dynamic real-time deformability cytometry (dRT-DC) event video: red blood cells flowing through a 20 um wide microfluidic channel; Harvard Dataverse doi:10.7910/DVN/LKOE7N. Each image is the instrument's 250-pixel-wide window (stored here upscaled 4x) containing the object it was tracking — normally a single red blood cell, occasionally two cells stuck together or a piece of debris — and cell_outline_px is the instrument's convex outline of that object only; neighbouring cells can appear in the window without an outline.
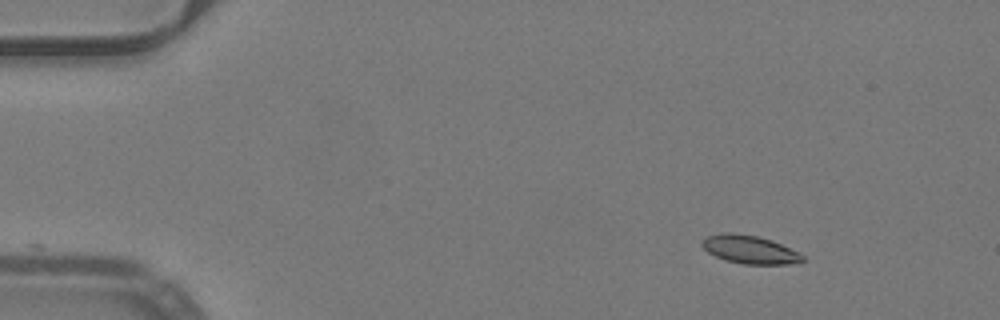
{"species": "common noctule bat (a hibernating species)", "species_latin": "Nyctalus noctula", "temperature_condition": "warm", "stored_images_in_passage": 47, "camera_frame_rate_fps": 3000, "um_per_image_px": 0.085, "animal": {"sex": "male", "body_mass_g": 19.2, "forearm_length_mm": 51.8}, "frame": {"image": 1, "passage_image": 1, "time_ms": 0.0, "image_size_px": [1000, 320], "cell_outline_px": [[804, 260], [788, 264], [744, 264], [728, 260], [716, 256], [708, 252], [700, 244], [708, 236], [724, 232], [732, 232], [756, 236], [772, 240], [804, 256]], "centroid_in_image_um": [63.7, 21.2], "position_along_channel_um": 21.3, "area_um2": 16.13}}
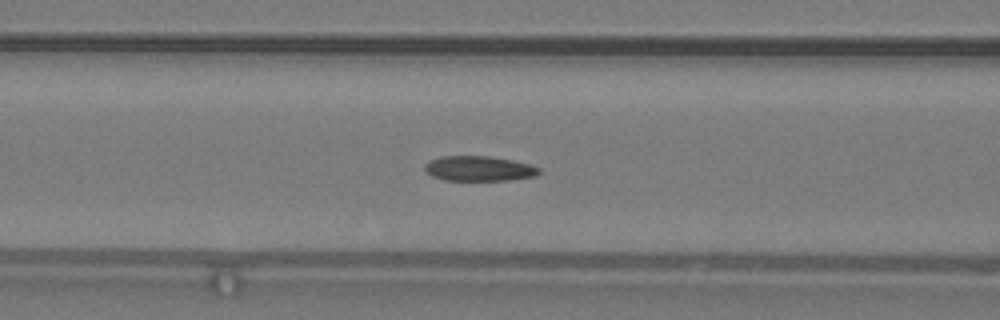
{"frame": {"image": 2, "passage_image": 16, "time_ms": 5.0, "image_size_px": [1000, 320], "cell_outline_px": [[540, 172], [536, 176], [508, 180], [444, 180], [432, 176], [424, 168], [424, 164], [440, 156], [488, 156], [512, 160], [528, 164], [540, 168]], "centroid_in_image_um": [40.71, 14.33], "position_along_channel_um": 125.9, "area_um2": 16.53}}
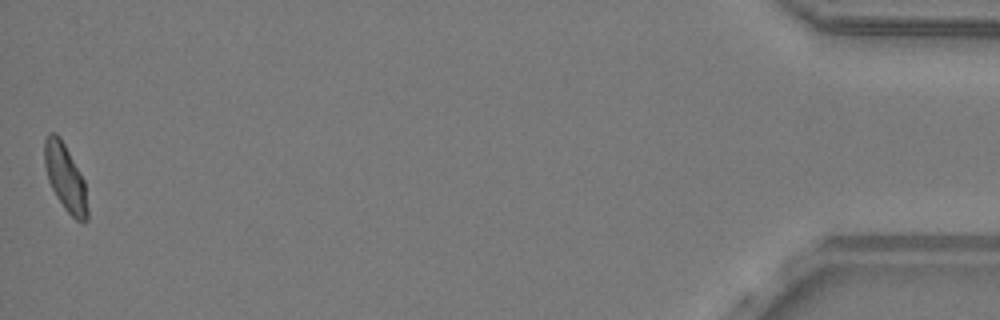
{"frame": {"image": 3, "passage_image": 46, "time_ms": 15.0, "image_size_px": [1000, 320], "cell_outline_px": [[88, 220], [84, 224], [76, 220], [64, 208], [56, 196], [48, 180], [44, 164], [44, 140], [48, 132], [56, 132], [60, 136], [80, 172], [84, 180], [88, 208]], "centroid_in_image_um": [5.55, 15.1], "position_along_channel_um": 429.7, "area_um2": 16.94}, "authors_computed_cell_mechanics": {"area_um2": 16.9354, "velocity_mm_per_s": 3.9946, "shape_relaxation_time_tau1_ms": 4.1388, "shape_relaxation_time_tau2_ms": 2.0468, "deformation_change_tau1": 0.1265, "deformation_change_tau2": 0.0728}}